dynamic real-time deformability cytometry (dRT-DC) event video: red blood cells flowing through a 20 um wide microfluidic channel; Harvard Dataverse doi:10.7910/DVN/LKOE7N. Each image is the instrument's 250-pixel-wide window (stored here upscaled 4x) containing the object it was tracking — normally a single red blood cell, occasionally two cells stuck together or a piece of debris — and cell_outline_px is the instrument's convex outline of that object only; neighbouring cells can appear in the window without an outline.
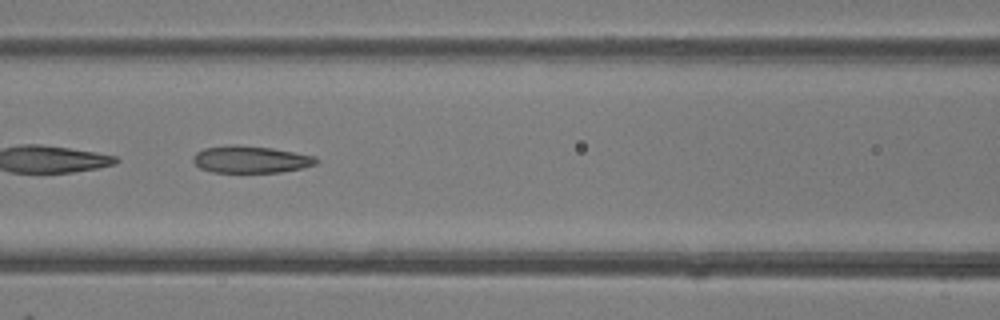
{"species": "common noctule bat (a hibernating species)", "species_latin": "Nyctalus noctula", "temperature_condition": "room temperature", "stored_images_in_passage": 8, "camera_frame_rate_fps": 3000, "um_per_image_px": 0.085, "animal": {"sex": "female"}, "frame": {"image": 1, "passage_image": 6, "time_ms": 5.667, "image_size_px": [1000, 320], "cell_outline_px": [[320, 160], [316, 164], [300, 168], [280, 172], [212, 172], [200, 168], [192, 160], [192, 156], [196, 152], [204, 148], [228, 144], [236, 144], [272, 148], [316, 156]], "centroid_in_image_um": [21.29, 13.54], "position_along_channel_um": 145.3, "area_um2": 19.54}}
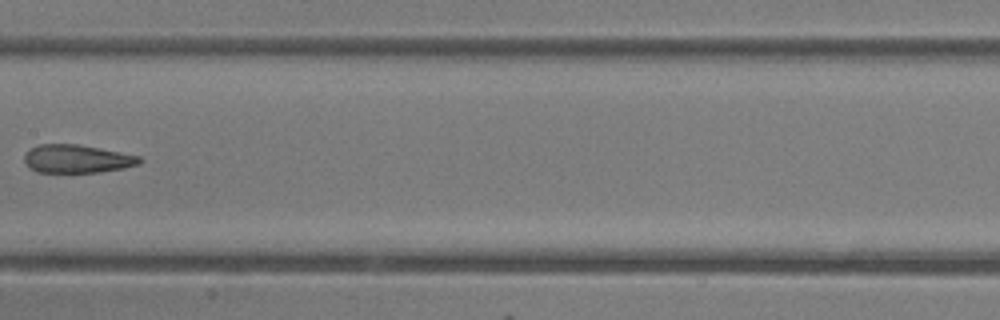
{"frame": {"image": 2, "passage_image": 7, "time_ms": 7.0, "image_size_px": [1000, 320], "cell_outline_px": [[144, 160], [140, 164], [124, 168], [100, 172], [36, 172], [28, 168], [24, 160], [24, 156], [32, 148], [40, 144], [76, 144], [140, 156]], "centroid_in_image_um": [6.55, 13.51], "position_along_channel_um": 200.8, "area_um2": 18.84}}
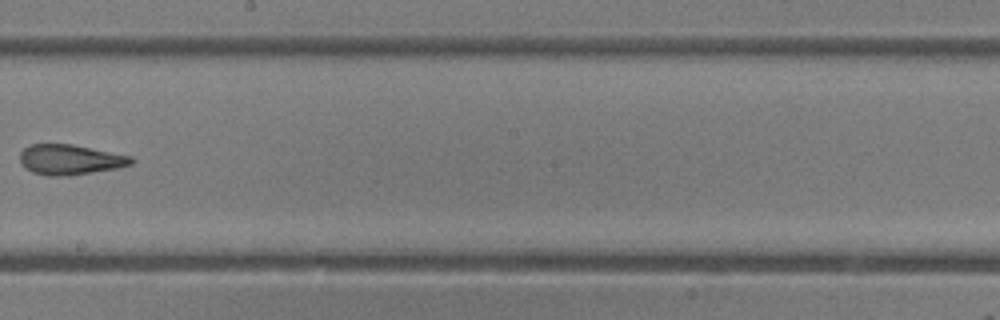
{"frame": {"image": 3, "passage_image": 8, "time_ms": 8.0, "image_size_px": [1000, 320], "cell_outline_px": [[136, 160], [132, 164], [116, 168], [92, 172], [56, 176], [48, 176], [32, 172], [24, 168], [20, 160], [20, 152], [24, 148], [32, 144], [72, 144], [132, 156]], "centroid_in_image_um": [5.95, 13.56], "position_along_channel_um": 242.2, "area_um2": 19.48}}